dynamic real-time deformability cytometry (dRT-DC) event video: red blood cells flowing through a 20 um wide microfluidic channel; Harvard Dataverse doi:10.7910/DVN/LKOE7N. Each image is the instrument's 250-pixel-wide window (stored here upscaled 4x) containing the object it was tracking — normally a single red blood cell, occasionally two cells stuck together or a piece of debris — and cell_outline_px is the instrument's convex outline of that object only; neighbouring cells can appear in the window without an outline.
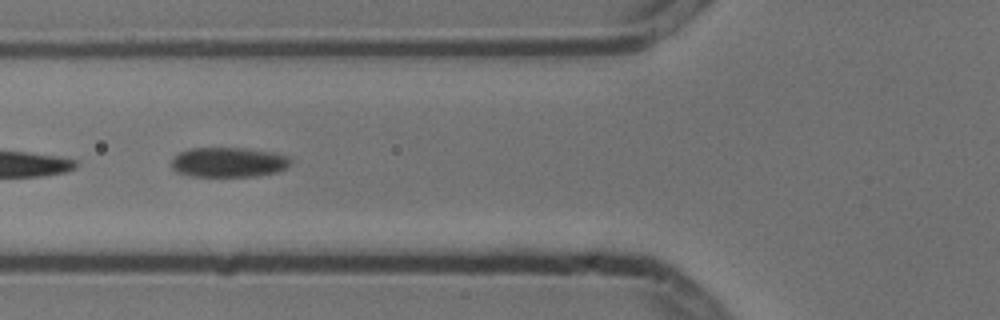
{"species": "common noctule bat (a hibernating species)", "species_latin": "Nyctalus noctula", "temperature_condition": "cold", "stored_images_in_passage": 5, "camera_frame_rate_fps": 3000, "um_per_image_px": 0.085, "animal": {"sex": "male", "body_mass_g": 13.3}, "frame": {"image": 1, "passage_image": 5, "time_ms": 1.333, "image_size_px": [1000, 320], "cell_outline_px": [[292, 160], [284, 168], [276, 172], [256, 176], [192, 176], [176, 172], [172, 168], [172, 160], [180, 152], [192, 148], [244, 148], [272, 152], [288, 156]], "centroid_in_image_um": [19.42, 13.79], "position_along_channel_um": 106.4, "area_um2": 20.52}}